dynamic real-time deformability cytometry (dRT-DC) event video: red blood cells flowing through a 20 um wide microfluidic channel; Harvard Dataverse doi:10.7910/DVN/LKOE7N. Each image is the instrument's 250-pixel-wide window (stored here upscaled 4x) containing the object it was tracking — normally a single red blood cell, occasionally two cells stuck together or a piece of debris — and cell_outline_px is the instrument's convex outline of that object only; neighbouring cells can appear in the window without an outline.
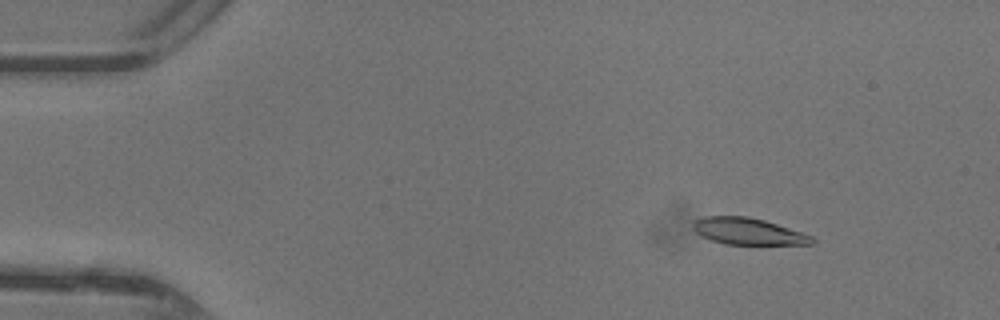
{"species": "common noctule bat (a hibernating species)", "species_latin": "Nyctalus noctula", "temperature_condition": "warm", "stored_images_in_passage": 48, "camera_frame_rate_fps": 3000, "um_per_image_px": 0.085, "animal": {"sex": "female"}, "frame": {"image": 1, "passage_image": 7, "time_ms": 2.0, "image_size_px": [1000, 320], "cell_outline_px": [[816, 240], [812, 244], [724, 244], [712, 240], [696, 232], [692, 228], [692, 224], [696, 220], [704, 216], [748, 216], [764, 220], [812, 236]], "centroid_in_image_um": [63.57, 19.66], "position_along_channel_um": 21.4, "area_um2": 18.21}}
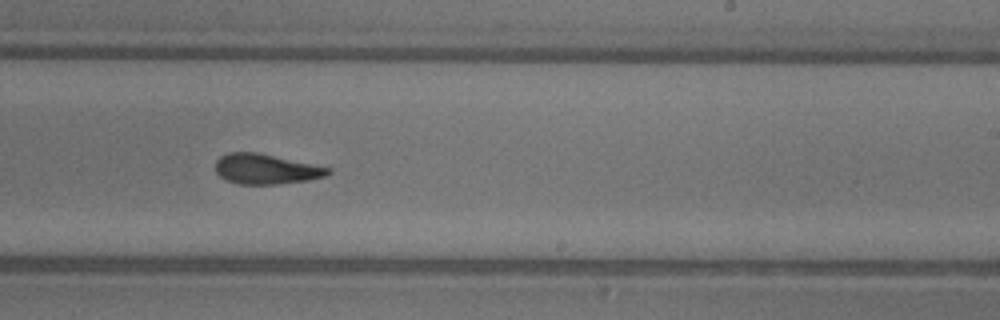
{"frame": {"image": 2, "passage_image": 30, "time_ms": 9.667, "image_size_px": [1000, 320], "cell_outline_px": [[332, 172], [324, 176], [308, 180], [276, 184], [240, 184], [228, 180], [220, 176], [216, 172], [216, 160], [220, 156], [228, 152], [256, 152], [332, 168]], "centroid_in_image_um": [22.6, 14.36], "position_along_channel_um": 266.4, "area_um2": 19.59}}
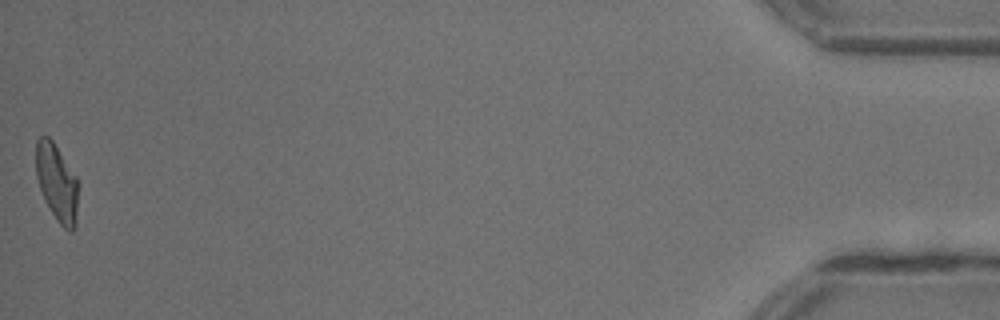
{"frame": {"image": 3, "passage_image": 48, "time_ms": 15.667, "image_size_px": [1000, 320], "cell_outline_px": [[80, 184], [76, 228], [72, 232], [68, 232], [56, 220], [48, 208], [44, 200], [36, 176], [36, 140], [40, 136], [48, 136], [52, 140], [76, 176]], "centroid_in_image_um": [4.87, 15.59], "position_along_channel_um": 430.3, "area_um2": 19.59}, "authors_computed_cell_mechanics": {"area_um2": 19.6809, "velocity_mm_per_s": 4.4047, "shape_relaxation_time_tau1_ms": 3.9587, "shape_relaxation_time_tau2_ms": 2.5908, "deformation_change_tau1": 0.1723, "deformation_change_tau2": 0.1136}}